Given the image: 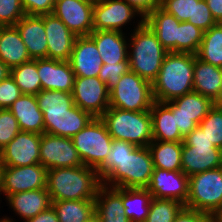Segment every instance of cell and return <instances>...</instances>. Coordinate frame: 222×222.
I'll use <instances>...</instances> for the list:
<instances>
[{
  "label": "cell",
  "mask_w": 222,
  "mask_h": 222,
  "mask_svg": "<svg viewBox=\"0 0 222 222\" xmlns=\"http://www.w3.org/2000/svg\"><path fill=\"white\" fill-rule=\"evenodd\" d=\"M213 18L222 23V0H205Z\"/></svg>",
  "instance_id": "50"
},
{
  "label": "cell",
  "mask_w": 222,
  "mask_h": 222,
  "mask_svg": "<svg viewBox=\"0 0 222 222\" xmlns=\"http://www.w3.org/2000/svg\"><path fill=\"white\" fill-rule=\"evenodd\" d=\"M20 131L14 115L8 109H0V152Z\"/></svg>",
  "instance_id": "41"
},
{
  "label": "cell",
  "mask_w": 222,
  "mask_h": 222,
  "mask_svg": "<svg viewBox=\"0 0 222 222\" xmlns=\"http://www.w3.org/2000/svg\"><path fill=\"white\" fill-rule=\"evenodd\" d=\"M0 222H14L12 219L10 220V218H4V219H0Z\"/></svg>",
  "instance_id": "56"
},
{
  "label": "cell",
  "mask_w": 222,
  "mask_h": 222,
  "mask_svg": "<svg viewBox=\"0 0 222 222\" xmlns=\"http://www.w3.org/2000/svg\"><path fill=\"white\" fill-rule=\"evenodd\" d=\"M89 37L95 42L104 64L129 62V46L123 32L93 30Z\"/></svg>",
  "instance_id": "23"
},
{
  "label": "cell",
  "mask_w": 222,
  "mask_h": 222,
  "mask_svg": "<svg viewBox=\"0 0 222 222\" xmlns=\"http://www.w3.org/2000/svg\"><path fill=\"white\" fill-rule=\"evenodd\" d=\"M6 199L9 201V206L25 222L52 206V199L47 188L11 194Z\"/></svg>",
  "instance_id": "27"
},
{
  "label": "cell",
  "mask_w": 222,
  "mask_h": 222,
  "mask_svg": "<svg viewBox=\"0 0 222 222\" xmlns=\"http://www.w3.org/2000/svg\"><path fill=\"white\" fill-rule=\"evenodd\" d=\"M10 75V68L0 59V82Z\"/></svg>",
  "instance_id": "51"
},
{
  "label": "cell",
  "mask_w": 222,
  "mask_h": 222,
  "mask_svg": "<svg viewBox=\"0 0 222 222\" xmlns=\"http://www.w3.org/2000/svg\"><path fill=\"white\" fill-rule=\"evenodd\" d=\"M153 140L166 142H183L184 136L176 126L175 116L164 103L154 101L150 109Z\"/></svg>",
  "instance_id": "28"
},
{
  "label": "cell",
  "mask_w": 222,
  "mask_h": 222,
  "mask_svg": "<svg viewBox=\"0 0 222 222\" xmlns=\"http://www.w3.org/2000/svg\"><path fill=\"white\" fill-rule=\"evenodd\" d=\"M152 195L147 188H122V203L130 222H145Z\"/></svg>",
  "instance_id": "32"
},
{
  "label": "cell",
  "mask_w": 222,
  "mask_h": 222,
  "mask_svg": "<svg viewBox=\"0 0 222 222\" xmlns=\"http://www.w3.org/2000/svg\"><path fill=\"white\" fill-rule=\"evenodd\" d=\"M136 14L140 15L124 0H98L93 6V30L122 32V26Z\"/></svg>",
  "instance_id": "17"
},
{
  "label": "cell",
  "mask_w": 222,
  "mask_h": 222,
  "mask_svg": "<svg viewBox=\"0 0 222 222\" xmlns=\"http://www.w3.org/2000/svg\"><path fill=\"white\" fill-rule=\"evenodd\" d=\"M44 27L47 38V58L69 60L77 36L53 14L44 15Z\"/></svg>",
  "instance_id": "19"
},
{
  "label": "cell",
  "mask_w": 222,
  "mask_h": 222,
  "mask_svg": "<svg viewBox=\"0 0 222 222\" xmlns=\"http://www.w3.org/2000/svg\"><path fill=\"white\" fill-rule=\"evenodd\" d=\"M144 23L157 36L168 52H178V25L180 21L161 7L155 8L145 18Z\"/></svg>",
  "instance_id": "24"
},
{
  "label": "cell",
  "mask_w": 222,
  "mask_h": 222,
  "mask_svg": "<svg viewBox=\"0 0 222 222\" xmlns=\"http://www.w3.org/2000/svg\"><path fill=\"white\" fill-rule=\"evenodd\" d=\"M222 82V68L206 63L196 57L193 72V91L214 101Z\"/></svg>",
  "instance_id": "30"
},
{
  "label": "cell",
  "mask_w": 222,
  "mask_h": 222,
  "mask_svg": "<svg viewBox=\"0 0 222 222\" xmlns=\"http://www.w3.org/2000/svg\"><path fill=\"white\" fill-rule=\"evenodd\" d=\"M102 182L96 169L85 165L49 169L47 191L52 201L95 200Z\"/></svg>",
  "instance_id": "2"
},
{
  "label": "cell",
  "mask_w": 222,
  "mask_h": 222,
  "mask_svg": "<svg viewBox=\"0 0 222 222\" xmlns=\"http://www.w3.org/2000/svg\"><path fill=\"white\" fill-rule=\"evenodd\" d=\"M84 222H101L100 218L94 213L89 219Z\"/></svg>",
  "instance_id": "53"
},
{
  "label": "cell",
  "mask_w": 222,
  "mask_h": 222,
  "mask_svg": "<svg viewBox=\"0 0 222 222\" xmlns=\"http://www.w3.org/2000/svg\"><path fill=\"white\" fill-rule=\"evenodd\" d=\"M184 207V204L176 200L152 197L145 222H173Z\"/></svg>",
  "instance_id": "37"
},
{
  "label": "cell",
  "mask_w": 222,
  "mask_h": 222,
  "mask_svg": "<svg viewBox=\"0 0 222 222\" xmlns=\"http://www.w3.org/2000/svg\"><path fill=\"white\" fill-rule=\"evenodd\" d=\"M22 92L11 75L0 82V109H8Z\"/></svg>",
  "instance_id": "44"
},
{
  "label": "cell",
  "mask_w": 222,
  "mask_h": 222,
  "mask_svg": "<svg viewBox=\"0 0 222 222\" xmlns=\"http://www.w3.org/2000/svg\"><path fill=\"white\" fill-rule=\"evenodd\" d=\"M25 14L47 15L52 14L55 0H21Z\"/></svg>",
  "instance_id": "46"
},
{
  "label": "cell",
  "mask_w": 222,
  "mask_h": 222,
  "mask_svg": "<svg viewBox=\"0 0 222 222\" xmlns=\"http://www.w3.org/2000/svg\"><path fill=\"white\" fill-rule=\"evenodd\" d=\"M147 189L154 198L172 199L186 205L189 195V177L182 171L154 168Z\"/></svg>",
  "instance_id": "16"
},
{
  "label": "cell",
  "mask_w": 222,
  "mask_h": 222,
  "mask_svg": "<svg viewBox=\"0 0 222 222\" xmlns=\"http://www.w3.org/2000/svg\"><path fill=\"white\" fill-rule=\"evenodd\" d=\"M10 75L19 86L22 94L36 95L42 90L41 80L37 70V59L22 63L10 69Z\"/></svg>",
  "instance_id": "35"
},
{
  "label": "cell",
  "mask_w": 222,
  "mask_h": 222,
  "mask_svg": "<svg viewBox=\"0 0 222 222\" xmlns=\"http://www.w3.org/2000/svg\"><path fill=\"white\" fill-rule=\"evenodd\" d=\"M139 21L131 34V42L128 43L132 49L128 52L129 66L132 72L152 83L157 78L168 51L144 23V19Z\"/></svg>",
  "instance_id": "4"
},
{
  "label": "cell",
  "mask_w": 222,
  "mask_h": 222,
  "mask_svg": "<svg viewBox=\"0 0 222 222\" xmlns=\"http://www.w3.org/2000/svg\"><path fill=\"white\" fill-rule=\"evenodd\" d=\"M71 139L83 165L96 170L107 158L113 141L101 118H93Z\"/></svg>",
  "instance_id": "9"
},
{
  "label": "cell",
  "mask_w": 222,
  "mask_h": 222,
  "mask_svg": "<svg viewBox=\"0 0 222 222\" xmlns=\"http://www.w3.org/2000/svg\"><path fill=\"white\" fill-rule=\"evenodd\" d=\"M81 1L89 2V3H95V2H97L98 0H81Z\"/></svg>",
  "instance_id": "57"
},
{
  "label": "cell",
  "mask_w": 222,
  "mask_h": 222,
  "mask_svg": "<svg viewBox=\"0 0 222 222\" xmlns=\"http://www.w3.org/2000/svg\"><path fill=\"white\" fill-rule=\"evenodd\" d=\"M47 172L48 170L40 163L21 167H3L2 192L7 198L11 194L46 188Z\"/></svg>",
  "instance_id": "14"
},
{
  "label": "cell",
  "mask_w": 222,
  "mask_h": 222,
  "mask_svg": "<svg viewBox=\"0 0 222 222\" xmlns=\"http://www.w3.org/2000/svg\"><path fill=\"white\" fill-rule=\"evenodd\" d=\"M185 207L214 218L222 211V166L189 177Z\"/></svg>",
  "instance_id": "6"
},
{
  "label": "cell",
  "mask_w": 222,
  "mask_h": 222,
  "mask_svg": "<svg viewBox=\"0 0 222 222\" xmlns=\"http://www.w3.org/2000/svg\"><path fill=\"white\" fill-rule=\"evenodd\" d=\"M93 6L81 0H55L52 14L77 37L89 36L93 31Z\"/></svg>",
  "instance_id": "15"
},
{
  "label": "cell",
  "mask_w": 222,
  "mask_h": 222,
  "mask_svg": "<svg viewBox=\"0 0 222 222\" xmlns=\"http://www.w3.org/2000/svg\"><path fill=\"white\" fill-rule=\"evenodd\" d=\"M69 62L75 77H98L104 64L95 42L89 36L76 38Z\"/></svg>",
  "instance_id": "20"
},
{
  "label": "cell",
  "mask_w": 222,
  "mask_h": 222,
  "mask_svg": "<svg viewBox=\"0 0 222 222\" xmlns=\"http://www.w3.org/2000/svg\"><path fill=\"white\" fill-rule=\"evenodd\" d=\"M198 126L210 143L222 150V107L214 105Z\"/></svg>",
  "instance_id": "39"
},
{
  "label": "cell",
  "mask_w": 222,
  "mask_h": 222,
  "mask_svg": "<svg viewBox=\"0 0 222 222\" xmlns=\"http://www.w3.org/2000/svg\"><path fill=\"white\" fill-rule=\"evenodd\" d=\"M173 222H215V218L197 210L184 207Z\"/></svg>",
  "instance_id": "47"
},
{
  "label": "cell",
  "mask_w": 222,
  "mask_h": 222,
  "mask_svg": "<svg viewBox=\"0 0 222 222\" xmlns=\"http://www.w3.org/2000/svg\"><path fill=\"white\" fill-rule=\"evenodd\" d=\"M200 0H161L160 7L180 22H194L195 2Z\"/></svg>",
  "instance_id": "40"
},
{
  "label": "cell",
  "mask_w": 222,
  "mask_h": 222,
  "mask_svg": "<svg viewBox=\"0 0 222 222\" xmlns=\"http://www.w3.org/2000/svg\"><path fill=\"white\" fill-rule=\"evenodd\" d=\"M195 54L168 52L152 82L154 101L168 102L193 91Z\"/></svg>",
  "instance_id": "3"
},
{
  "label": "cell",
  "mask_w": 222,
  "mask_h": 222,
  "mask_svg": "<svg viewBox=\"0 0 222 222\" xmlns=\"http://www.w3.org/2000/svg\"><path fill=\"white\" fill-rule=\"evenodd\" d=\"M59 222H84L95 213V200L52 201Z\"/></svg>",
  "instance_id": "33"
},
{
  "label": "cell",
  "mask_w": 222,
  "mask_h": 222,
  "mask_svg": "<svg viewBox=\"0 0 222 222\" xmlns=\"http://www.w3.org/2000/svg\"><path fill=\"white\" fill-rule=\"evenodd\" d=\"M131 5L136 11L140 13L141 18L144 19L155 8L160 7L161 0H124Z\"/></svg>",
  "instance_id": "48"
},
{
  "label": "cell",
  "mask_w": 222,
  "mask_h": 222,
  "mask_svg": "<svg viewBox=\"0 0 222 222\" xmlns=\"http://www.w3.org/2000/svg\"><path fill=\"white\" fill-rule=\"evenodd\" d=\"M31 59L47 58L44 15H25L15 25Z\"/></svg>",
  "instance_id": "22"
},
{
  "label": "cell",
  "mask_w": 222,
  "mask_h": 222,
  "mask_svg": "<svg viewBox=\"0 0 222 222\" xmlns=\"http://www.w3.org/2000/svg\"><path fill=\"white\" fill-rule=\"evenodd\" d=\"M40 164L47 170L83 165L71 138L45 132L41 134Z\"/></svg>",
  "instance_id": "12"
},
{
  "label": "cell",
  "mask_w": 222,
  "mask_h": 222,
  "mask_svg": "<svg viewBox=\"0 0 222 222\" xmlns=\"http://www.w3.org/2000/svg\"><path fill=\"white\" fill-rule=\"evenodd\" d=\"M25 15L21 0H0V26H14Z\"/></svg>",
  "instance_id": "42"
},
{
  "label": "cell",
  "mask_w": 222,
  "mask_h": 222,
  "mask_svg": "<svg viewBox=\"0 0 222 222\" xmlns=\"http://www.w3.org/2000/svg\"><path fill=\"white\" fill-rule=\"evenodd\" d=\"M43 116L45 133L67 138H72L94 118L89 112L81 110L75 104L68 113L43 114Z\"/></svg>",
  "instance_id": "21"
},
{
  "label": "cell",
  "mask_w": 222,
  "mask_h": 222,
  "mask_svg": "<svg viewBox=\"0 0 222 222\" xmlns=\"http://www.w3.org/2000/svg\"><path fill=\"white\" fill-rule=\"evenodd\" d=\"M2 171H3V165L0 162V192H2Z\"/></svg>",
  "instance_id": "54"
},
{
  "label": "cell",
  "mask_w": 222,
  "mask_h": 222,
  "mask_svg": "<svg viewBox=\"0 0 222 222\" xmlns=\"http://www.w3.org/2000/svg\"><path fill=\"white\" fill-rule=\"evenodd\" d=\"M154 102L152 83L131 70L109 90V107L125 111H150Z\"/></svg>",
  "instance_id": "8"
},
{
  "label": "cell",
  "mask_w": 222,
  "mask_h": 222,
  "mask_svg": "<svg viewBox=\"0 0 222 222\" xmlns=\"http://www.w3.org/2000/svg\"><path fill=\"white\" fill-rule=\"evenodd\" d=\"M130 71L129 62H119L116 64H103L98 78L104 82L110 90L120 80L121 76Z\"/></svg>",
  "instance_id": "43"
},
{
  "label": "cell",
  "mask_w": 222,
  "mask_h": 222,
  "mask_svg": "<svg viewBox=\"0 0 222 222\" xmlns=\"http://www.w3.org/2000/svg\"><path fill=\"white\" fill-rule=\"evenodd\" d=\"M37 70L42 90H59L72 93L75 74L69 60L37 59Z\"/></svg>",
  "instance_id": "18"
},
{
  "label": "cell",
  "mask_w": 222,
  "mask_h": 222,
  "mask_svg": "<svg viewBox=\"0 0 222 222\" xmlns=\"http://www.w3.org/2000/svg\"><path fill=\"white\" fill-rule=\"evenodd\" d=\"M41 134L20 131L0 152L3 167H21L40 163Z\"/></svg>",
  "instance_id": "13"
},
{
  "label": "cell",
  "mask_w": 222,
  "mask_h": 222,
  "mask_svg": "<svg viewBox=\"0 0 222 222\" xmlns=\"http://www.w3.org/2000/svg\"><path fill=\"white\" fill-rule=\"evenodd\" d=\"M215 222H222V211L215 217Z\"/></svg>",
  "instance_id": "55"
},
{
  "label": "cell",
  "mask_w": 222,
  "mask_h": 222,
  "mask_svg": "<svg viewBox=\"0 0 222 222\" xmlns=\"http://www.w3.org/2000/svg\"><path fill=\"white\" fill-rule=\"evenodd\" d=\"M26 222H59V221L55 209L53 208V206H51L45 211L40 212L35 217L28 219Z\"/></svg>",
  "instance_id": "49"
},
{
  "label": "cell",
  "mask_w": 222,
  "mask_h": 222,
  "mask_svg": "<svg viewBox=\"0 0 222 222\" xmlns=\"http://www.w3.org/2000/svg\"><path fill=\"white\" fill-rule=\"evenodd\" d=\"M183 142L153 140L148 148L152 155L154 168L167 171H182Z\"/></svg>",
  "instance_id": "31"
},
{
  "label": "cell",
  "mask_w": 222,
  "mask_h": 222,
  "mask_svg": "<svg viewBox=\"0 0 222 222\" xmlns=\"http://www.w3.org/2000/svg\"><path fill=\"white\" fill-rule=\"evenodd\" d=\"M196 57L206 63L222 68V23H216L204 32Z\"/></svg>",
  "instance_id": "34"
},
{
  "label": "cell",
  "mask_w": 222,
  "mask_h": 222,
  "mask_svg": "<svg viewBox=\"0 0 222 222\" xmlns=\"http://www.w3.org/2000/svg\"><path fill=\"white\" fill-rule=\"evenodd\" d=\"M164 103L171 109L176 126L184 137L192 132L214 107L211 99L195 91Z\"/></svg>",
  "instance_id": "10"
},
{
  "label": "cell",
  "mask_w": 222,
  "mask_h": 222,
  "mask_svg": "<svg viewBox=\"0 0 222 222\" xmlns=\"http://www.w3.org/2000/svg\"><path fill=\"white\" fill-rule=\"evenodd\" d=\"M189 23L206 32L218 22L213 18L206 1L200 0L195 2L194 22Z\"/></svg>",
  "instance_id": "45"
},
{
  "label": "cell",
  "mask_w": 222,
  "mask_h": 222,
  "mask_svg": "<svg viewBox=\"0 0 222 222\" xmlns=\"http://www.w3.org/2000/svg\"><path fill=\"white\" fill-rule=\"evenodd\" d=\"M0 59L10 69L32 60L15 26H0Z\"/></svg>",
  "instance_id": "29"
},
{
  "label": "cell",
  "mask_w": 222,
  "mask_h": 222,
  "mask_svg": "<svg viewBox=\"0 0 222 222\" xmlns=\"http://www.w3.org/2000/svg\"><path fill=\"white\" fill-rule=\"evenodd\" d=\"M204 31L189 22L178 25V52L196 54L202 42Z\"/></svg>",
  "instance_id": "38"
},
{
  "label": "cell",
  "mask_w": 222,
  "mask_h": 222,
  "mask_svg": "<svg viewBox=\"0 0 222 222\" xmlns=\"http://www.w3.org/2000/svg\"><path fill=\"white\" fill-rule=\"evenodd\" d=\"M112 139L148 147L153 141L150 111H125L109 107L100 117Z\"/></svg>",
  "instance_id": "5"
},
{
  "label": "cell",
  "mask_w": 222,
  "mask_h": 222,
  "mask_svg": "<svg viewBox=\"0 0 222 222\" xmlns=\"http://www.w3.org/2000/svg\"><path fill=\"white\" fill-rule=\"evenodd\" d=\"M72 96L74 104L94 118L109 108V89L98 77H75Z\"/></svg>",
  "instance_id": "11"
},
{
  "label": "cell",
  "mask_w": 222,
  "mask_h": 222,
  "mask_svg": "<svg viewBox=\"0 0 222 222\" xmlns=\"http://www.w3.org/2000/svg\"><path fill=\"white\" fill-rule=\"evenodd\" d=\"M8 110L17 119L21 131L44 133V116L36 95L22 94Z\"/></svg>",
  "instance_id": "25"
},
{
  "label": "cell",
  "mask_w": 222,
  "mask_h": 222,
  "mask_svg": "<svg viewBox=\"0 0 222 222\" xmlns=\"http://www.w3.org/2000/svg\"><path fill=\"white\" fill-rule=\"evenodd\" d=\"M215 106L222 107V82L218 91L217 98L213 101Z\"/></svg>",
  "instance_id": "52"
},
{
  "label": "cell",
  "mask_w": 222,
  "mask_h": 222,
  "mask_svg": "<svg viewBox=\"0 0 222 222\" xmlns=\"http://www.w3.org/2000/svg\"><path fill=\"white\" fill-rule=\"evenodd\" d=\"M95 214L101 222H130L122 203V188L102 184L95 198Z\"/></svg>",
  "instance_id": "26"
},
{
  "label": "cell",
  "mask_w": 222,
  "mask_h": 222,
  "mask_svg": "<svg viewBox=\"0 0 222 222\" xmlns=\"http://www.w3.org/2000/svg\"><path fill=\"white\" fill-rule=\"evenodd\" d=\"M222 166V150L214 147L197 126L184 137L182 146V172L192 175Z\"/></svg>",
  "instance_id": "7"
},
{
  "label": "cell",
  "mask_w": 222,
  "mask_h": 222,
  "mask_svg": "<svg viewBox=\"0 0 222 222\" xmlns=\"http://www.w3.org/2000/svg\"><path fill=\"white\" fill-rule=\"evenodd\" d=\"M36 98L43 114L68 113L74 105L72 93L65 91L40 90Z\"/></svg>",
  "instance_id": "36"
},
{
  "label": "cell",
  "mask_w": 222,
  "mask_h": 222,
  "mask_svg": "<svg viewBox=\"0 0 222 222\" xmlns=\"http://www.w3.org/2000/svg\"><path fill=\"white\" fill-rule=\"evenodd\" d=\"M154 164L148 147L113 139L104 163L96 170L104 186L147 188Z\"/></svg>",
  "instance_id": "1"
}]
</instances>
